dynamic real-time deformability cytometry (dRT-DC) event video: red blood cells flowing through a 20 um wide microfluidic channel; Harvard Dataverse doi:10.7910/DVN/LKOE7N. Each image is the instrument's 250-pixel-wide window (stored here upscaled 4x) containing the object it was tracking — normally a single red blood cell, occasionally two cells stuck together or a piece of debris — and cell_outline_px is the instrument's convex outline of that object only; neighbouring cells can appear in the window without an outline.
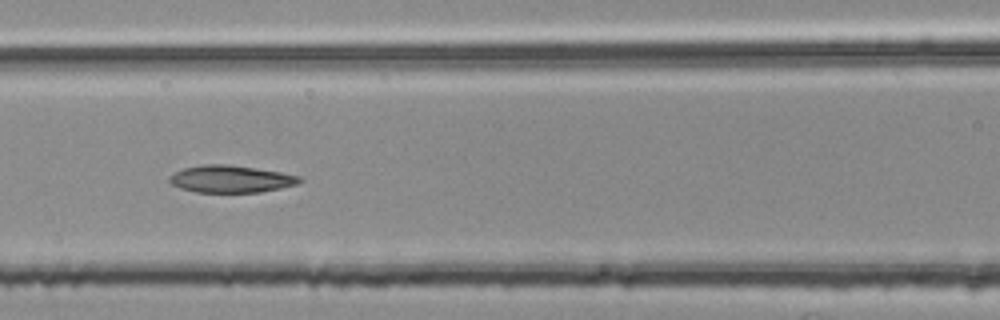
{"species": "common noctule bat (a hibernating species)", "species_latin": "Nyctalus noctula", "temperature_condition": "room temperature", "stored_images_in_passage": 53, "segment_of_instrument_passage": [2, 2], "camera_frame_rate_fps": 3000, "um_per_image_px": 0.085, "animal": {"sex": "female", "body_mass_g": 25.1}, "frame": {"image": 1, "passage_image": 24, "time_ms": 7.667, "image_size_px": [1000, 320], "cell_outline_px": [[304, 180], [296, 184], [280, 188], [260, 192], [196, 192], [180, 188], [172, 184], [168, 180], [176, 172], [184, 168], [204, 164], [228, 164], [256, 168], [280, 172], [300, 176]], "centroid_in_image_um": [19.64, 15.21], "position_along_channel_um": 147.0, "area_um2": 20.46}}
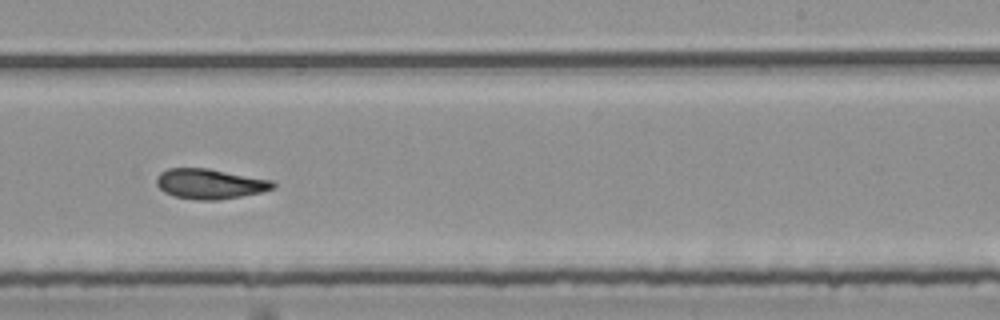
{"frame": {"image": 2, "passage_image": 34, "time_ms": 11.0, "image_size_px": [1000, 320], "cell_outline_px": [[276, 188], [260, 192], [240, 196], [216, 200], [196, 200], [176, 196], [164, 192], [156, 184], [156, 176], [160, 172], [168, 168], [208, 168], [272, 180], [276, 184]], "centroid_in_image_um": [17.83, 15.62], "position_along_channel_um": 271.2, "area_um2": 20.4}}
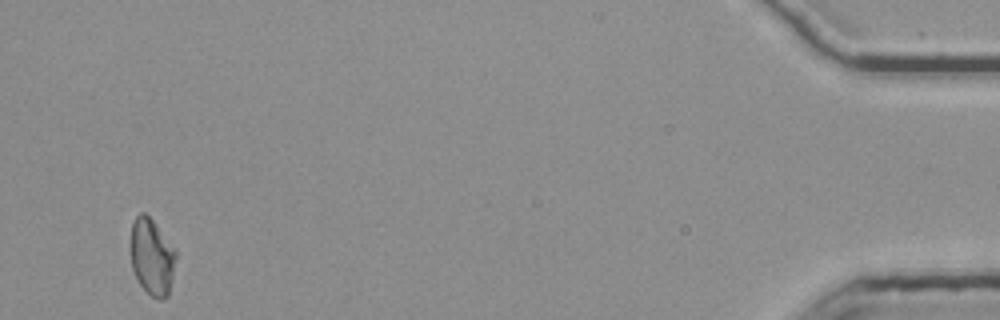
{"frame": {"image": 3, "passage_image": 53, "time_ms": 17.333, "image_size_px": [1000, 320], "cell_outline_px": [[176, 256], [172, 280], [168, 296], [164, 300], [156, 300], [140, 284], [132, 268], [132, 224], [136, 216], [140, 212], [144, 212], [152, 220], [176, 248]], "centroid_in_image_um": [12.95, 21.85], "position_along_channel_um": 422.2, "area_um2": 20.0}}